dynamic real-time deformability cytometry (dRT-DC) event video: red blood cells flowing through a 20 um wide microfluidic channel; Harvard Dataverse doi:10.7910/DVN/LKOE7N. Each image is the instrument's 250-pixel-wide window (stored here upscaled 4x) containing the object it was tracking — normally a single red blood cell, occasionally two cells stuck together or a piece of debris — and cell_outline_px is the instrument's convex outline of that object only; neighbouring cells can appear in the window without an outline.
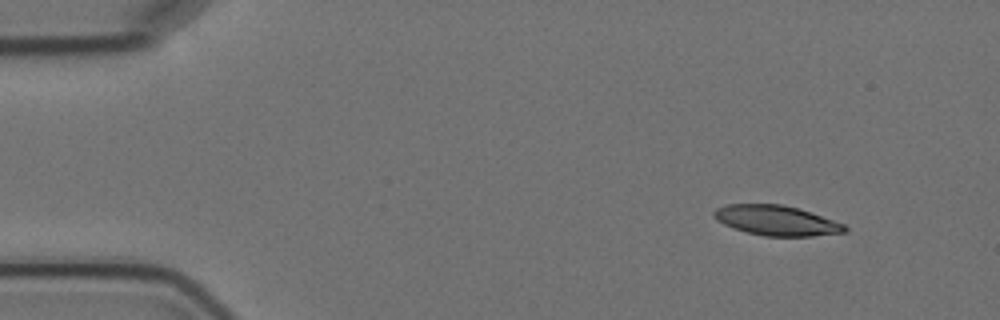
{"species": "Egyptian fruit bat (a non-hibernating species)", "species_latin": "Rousettus aegyptiacus", "temperature_condition": "cold", "stored_images_in_passage": 6, "camera_frame_rate_fps": 3000, "um_per_image_px": 0.085, "animal": {"sex": "female"}, "frame": {"image": 1, "passage_image": 2, "time_ms": 1.333, "image_size_px": [1000, 320], "cell_outline_px": [[848, 232], [812, 236], [764, 236], [732, 228], [716, 220], [712, 216], [712, 212], [716, 208], [724, 204], [780, 204], [800, 208], [844, 224], [848, 228]], "centroid_in_image_um": [65.98, 18.73], "position_along_channel_um": 19.0, "area_um2": 23.06}}
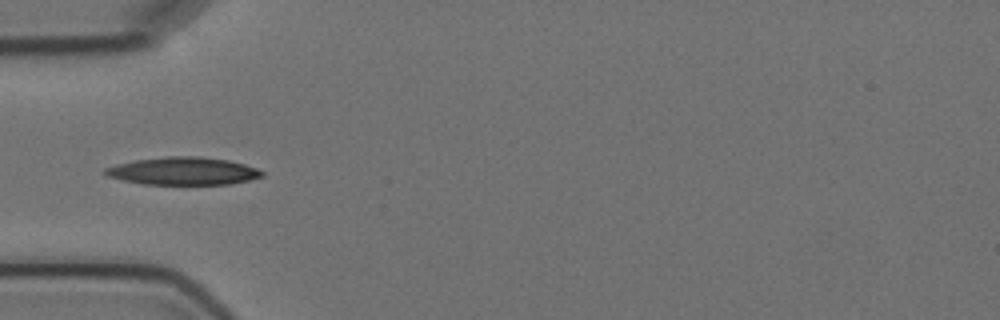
{"frame": {"image": 2, "passage_image": 5, "time_ms": 5.333, "image_size_px": [1000, 320], "cell_outline_px": [[264, 176], [248, 180], [228, 184], [144, 184], [124, 180], [108, 176], [104, 172], [104, 168], [116, 164], [136, 160], [164, 156], [200, 156], [228, 160], [244, 164], [256, 168], [264, 172]], "centroid_in_image_um": [15.57, 14.53], "position_along_channel_um": 69.4, "area_um2": 25.2}}
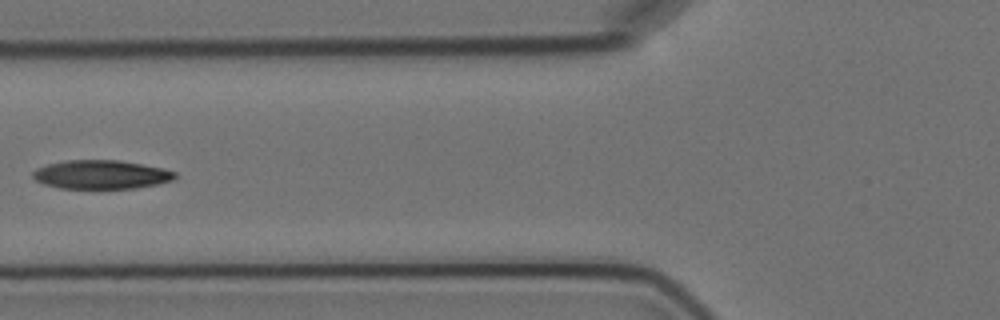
{"frame": {"image": 3, "passage_image": 6, "time_ms": 6.667, "image_size_px": [1000, 320], "cell_outline_px": [[176, 176], [172, 180], [156, 184], [136, 188], [60, 188], [44, 184], [36, 180], [32, 176], [32, 172], [36, 168], [48, 164], [64, 160], [120, 160], [164, 168], [176, 172]], "centroid_in_image_um": [8.59, 14.83], "position_along_channel_um": 117.2, "area_um2": 23.81}}